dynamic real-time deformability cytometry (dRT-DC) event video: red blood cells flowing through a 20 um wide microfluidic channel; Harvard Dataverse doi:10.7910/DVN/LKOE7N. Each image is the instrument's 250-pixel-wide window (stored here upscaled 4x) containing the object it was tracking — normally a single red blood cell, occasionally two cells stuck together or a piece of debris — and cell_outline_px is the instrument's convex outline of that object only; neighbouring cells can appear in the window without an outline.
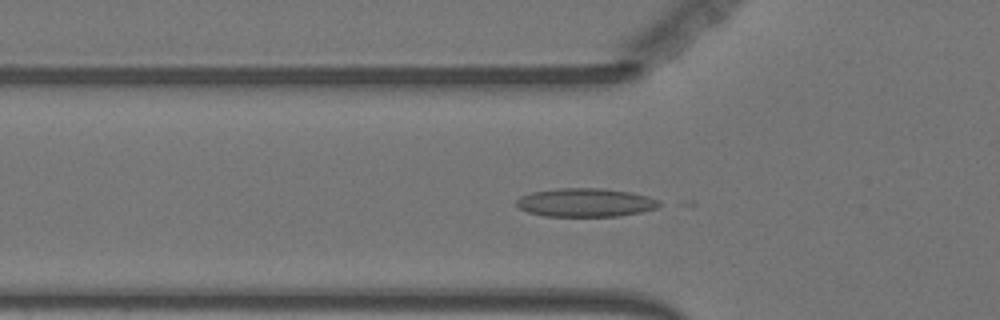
{"species": "Egyptian fruit bat (a non-hibernating species)", "species_latin": "Rousettus aegyptiacus", "temperature_condition": "warm", "stored_images_in_passage": 58, "camera_frame_rate_fps": 3000, "um_per_image_px": 0.085, "animal": {"sex": "female"}, "frame": {"image": 1, "passage_image": 19, "time_ms": 6.0, "image_size_px": [1000, 320], "cell_outline_px": [[664, 204], [656, 208], [640, 212], [620, 216], [544, 216], [528, 212], [520, 208], [516, 204], [516, 200], [520, 196], [532, 192], [556, 188], [604, 188], [628, 192], [648, 196], [660, 200]], "centroid_in_image_um": [49.78, 17.21], "position_along_channel_um": 76.0, "area_um2": 23.87}}
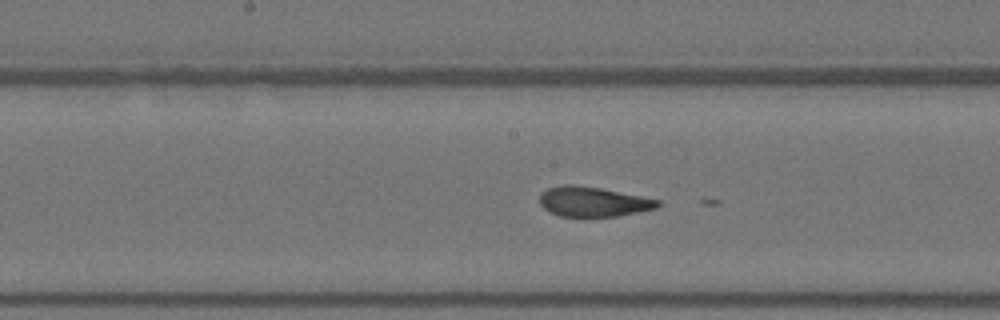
{"frame": {"image": 2, "passage_image": 29, "time_ms": 9.333, "image_size_px": [1000, 320], "cell_outline_px": [[660, 204], [656, 208], [620, 216], [560, 216], [548, 212], [540, 204], [540, 192], [548, 188], [564, 184], [572, 184], [600, 188], [660, 200]], "centroid_in_image_um": [50.38, 17.14], "position_along_channel_um": 197.8, "area_um2": 20.46}}
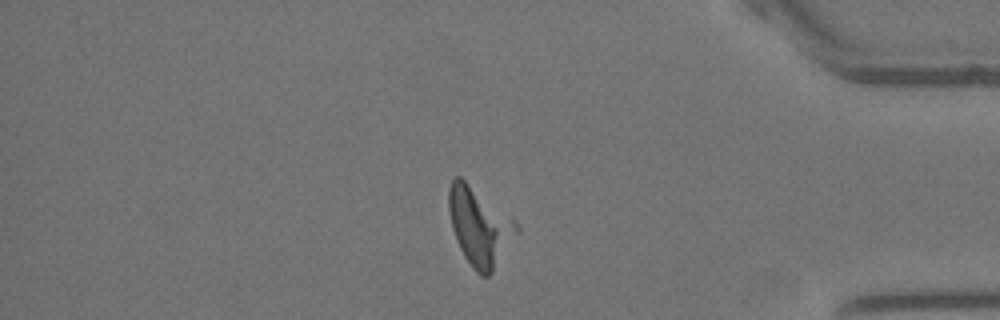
{"frame": {"image": 3, "passage_image": 48, "time_ms": 15.667, "image_size_px": [1000, 320], "cell_outline_px": [[520, 232], [492, 272], [488, 276], [480, 276], [472, 268], [464, 256], [456, 240], [452, 228], [448, 208], [448, 188], [452, 180], [456, 176], [460, 176], [512, 216], [516, 220], [520, 228]], "centroid_in_image_um": [40.78, 19.25], "position_along_channel_um": 394.4, "area_um2": 31.15}, "authors_computed_cell_mechanics": {"area_um2": 21.9351, "velocity_mm_per_s": 3.6161, "shape_relaxation_time_tau1_ms": 7.0989, "shape_relaxation_time_tau2_ms": null, "deformation_change_tau1": 0.2324, "deformation_change_tau2": null}}